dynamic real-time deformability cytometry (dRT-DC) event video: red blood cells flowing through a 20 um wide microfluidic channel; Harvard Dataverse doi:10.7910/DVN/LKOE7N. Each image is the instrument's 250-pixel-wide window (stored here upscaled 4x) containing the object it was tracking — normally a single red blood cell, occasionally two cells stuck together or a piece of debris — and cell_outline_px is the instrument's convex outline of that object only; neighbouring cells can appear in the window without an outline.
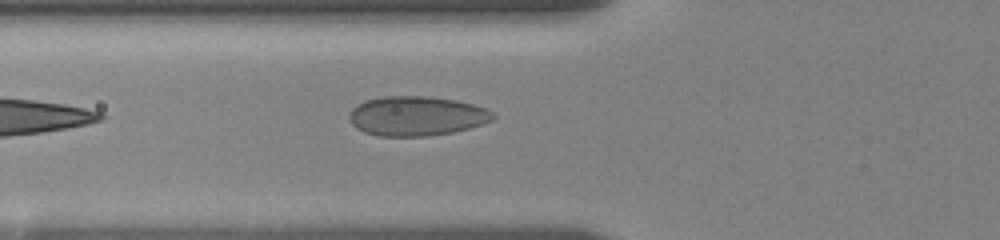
{"species": "human", "species_latin": "Homo sapiens", "temperature_condition": "room temperature", "stored_images_in_passage": 34, "camera_frame_rate_fps": 3000, "um_per_image_px": 0.085, "donor": {"sex": "female"}, "frame": {"image": 1, "passage_image": 2, "time_ms": 0.333, "image_size_px": [1000, 240], "cell_outline_px": [[496, 116], [492, 120], [468, 128], [452, 132], [428, 136], [380, 136], [364, 132], [356, 128], [352, 124], [348, 116], [352, 108], [356, 104], [364, 100], [384, 96], [424, 96], [456, 100], [472, 104], [484, 108], [492, 112]], "centroid_in_image_um": [35.36, 9.85], "position_along_channel_um": 90.4, "area_um2": 33.06}}
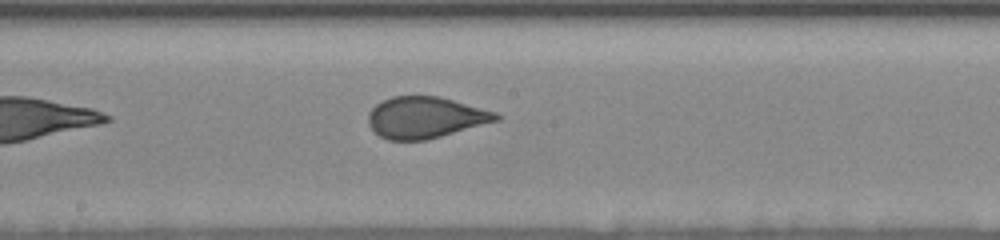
{"frame": {"image": 2, "passage_image": 12, "time_ms": 3.667, "image_size_px": [1000, 240], "cell_outline_px": [[500, 120], [440, 136], [424, 140], [388, 140], [380, 136], [368, 124], [368, 112], [376, 104], [392, 96], [436, 96], [452, 100], [496, 112], [500, 116]], "centroid_in_image_um": [36.13, 9.98], "position_along_channel_um": 212.1, "area_um2": 30.46}}
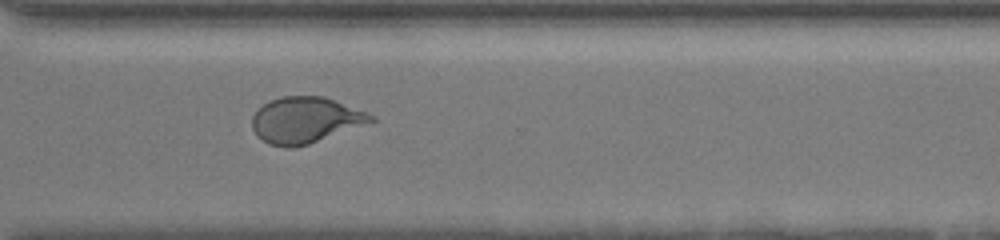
{"frame": {"image": 3, "passage_image": 23, "time_ms": 7.333, "image_size_px": [1000, 240], "cell_outline_px": [[376, 120], [308, 144], [292, 148], [284, 148], [268, 144], [256, 136], [252, 128], [252, 116], [264, 104], [280, 96], [324, 96], [368, 112], [376, 116]], "centroid_in_image_um": [25.94, 10.21], "position_along_channel_um": 344.7, "area_um2": 31.85}}